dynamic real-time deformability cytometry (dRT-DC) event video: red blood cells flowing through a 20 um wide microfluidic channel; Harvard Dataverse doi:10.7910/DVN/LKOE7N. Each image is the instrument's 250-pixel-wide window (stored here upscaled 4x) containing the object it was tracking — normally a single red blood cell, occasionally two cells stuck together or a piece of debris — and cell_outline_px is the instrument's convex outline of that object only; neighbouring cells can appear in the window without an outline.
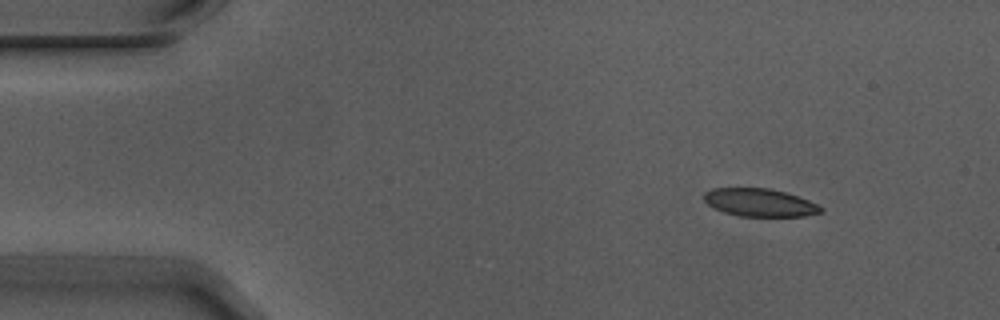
{"species": "Egyptian fruit bat (a non-hibernating species)", "species_latin": "Rousettus aegyptiacus", "temperature_condition": "warm", "stored_images_in_passage": 5, "camera_frame_rate_fps": 3000, "um_per_image_px": 0.085, "animal": {"sex": "male"}, "frame": {"image": 1, "passage_image": 1, "time_ms": 0.0, "image_size_px": [1000, 320], "cell_outline_px": [[824, 212], [804, 216], [740, 216], [724, 212], [712, 208], [704, 200], [704, 192], [712, 188], [768, 188], [784, 192], [808, 200], [824, 208]], "centroid_in_image_um": [64.56, 17.22], "position_along_channel_um": 20.4, "area_um2": 18.96}}
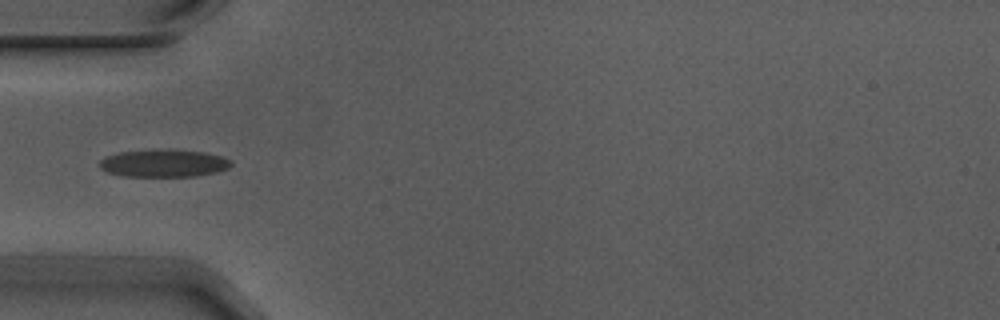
{"frame": {"image": 2, "passage_image": 4, "time_ms": 1.0, "image_size_px": [1000, 320], "cell_outline_px": [[232, 164], [228, 168], [216, 172], [196, 176], [120, 176], [108, 172], [100, 168], [100, 160], [108, 156], [120, 152], [204, 152], [224, 156], [232, 160]], "centroid_in_image_um": [13.96, 13.93], "position_along_channel_um": 71.0, "area_um2": 20.11}}